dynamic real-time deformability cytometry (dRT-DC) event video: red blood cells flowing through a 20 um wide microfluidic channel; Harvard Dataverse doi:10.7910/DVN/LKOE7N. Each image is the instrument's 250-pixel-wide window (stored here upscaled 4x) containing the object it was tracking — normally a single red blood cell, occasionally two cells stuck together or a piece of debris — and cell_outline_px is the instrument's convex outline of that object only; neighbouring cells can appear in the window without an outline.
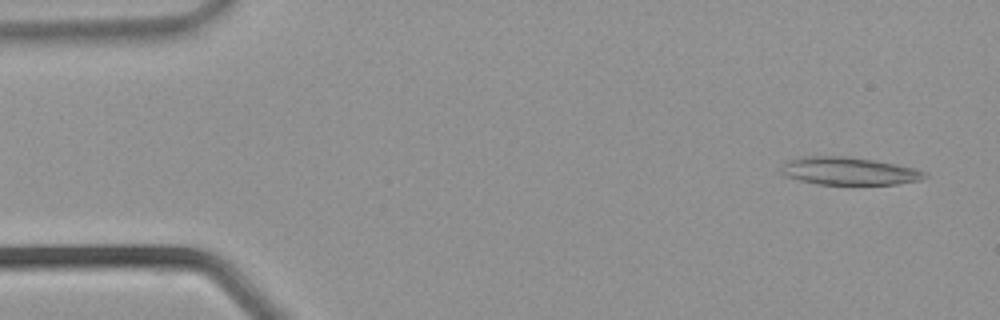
{"species": "common noctule bat (a hibernating species)", "species_latin": "Nyctalus noctula", "temperature_condition": "warm", "stored_images_in_passage": 36, "camera_frame_rate_fps": 3000, "um_per_image_px": 0.085, "animal": {"sex": "male", "body_mass_g": 21.5, "forearm_length_mm": 52.0}, "frame": {"image": 1, "passage_image": 2, "time_ms": 0.333, "image_size_px": [1000, 320], "cell_outline_px": [[928, 176], [920, 180], [896, 184], [816, 184], [800, 180], [788, 176], [780, 172], [780, 168], [784, 160], [804, 156], [848, 156], [896, 164], [916, 168], [928, 172]], "centroid_in_image_um": [72.15, 14.53], "position_along_channel_um": 12.9, "area_um2": 23.35}}
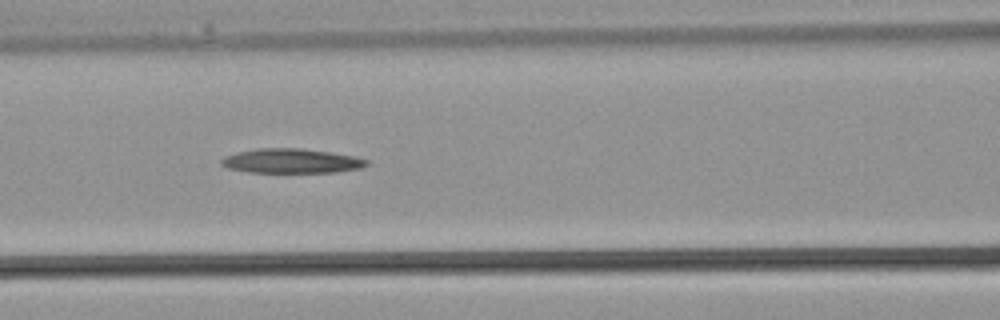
{"frame": {"image": 2, "passage_image": 15, "time_ms": 4.667, "image_size_px": [1000, 320], "cell_outline_px": [[368, 164], [360, 168], [336, 172], [248, 172], [228, 168], [220, 164], [220, 160], [224, 156], [236, 152], [256, 148], [300, 148], [332, 152], [356, 156], [368, 160]], "centroid_in_image_um": [24.75, 13.67], "position_along_channel_um": 141.9, "area_um2": 20.87}}
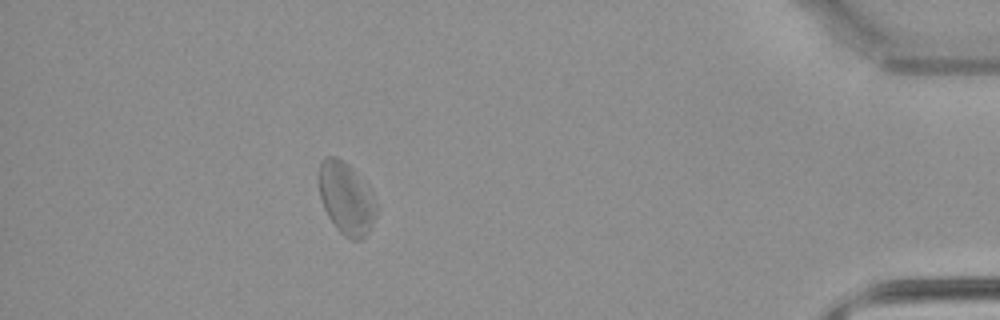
{"frame": {"image": 3, "passage_image": 32, "time_ms": 10.333, "image_size_px": [1000, 320], "cell_outline_px": [[376, 216], [368, 232], [360, 240], [352, 240], [344, 236], [336, 228], [328, 216], [324, 208], [320, 196], [316, 172], [324, 156], [336, 156], [344, 160], [368, 184], [372, 192], [376, 208]], "centroid_in_image_um": [29.4, 16.81], "position_along_channel_um": 405.8, "area_um2": 24.57}}